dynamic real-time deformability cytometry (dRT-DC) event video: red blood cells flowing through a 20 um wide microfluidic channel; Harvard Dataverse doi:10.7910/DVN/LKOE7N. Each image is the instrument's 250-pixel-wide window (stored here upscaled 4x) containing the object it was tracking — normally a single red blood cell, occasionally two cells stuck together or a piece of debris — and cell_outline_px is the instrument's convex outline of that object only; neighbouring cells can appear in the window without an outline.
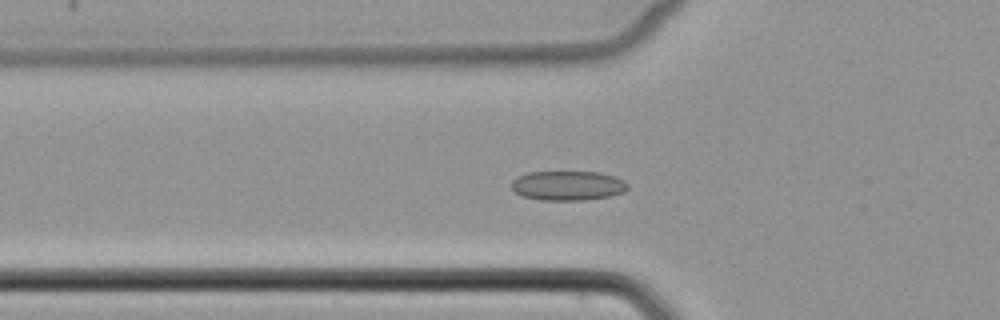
{"species": "common noctule bat (a hibernating species)", "species_latin": "Nyctalus noctula", "temperature_condition": "cold", "stored_images_in_passage": 53, "camera_frame_rate_fps": 3000, "um_per_image_px": 0.085, "animal": {"sex": "female", "body_mass_g": 22.7, "forearm_length_mm": 54.2}, "frame": {"image": 1, "passage_image": 19, "time_ms": 6.0, "image_size_px": [1000, 320], "cell_outline_px": [[628, 188], [624, 192], [612, 196], [584, 200], [540, 200], [524, 196], [516, 192], [512, 188], [512, 180], [528, 172], [600, 172], [616, 176], [624, 180], [628, 184]], "centroid_in_image_um": [48.32, 15.78], "position_along_channel_um": 77.5, "area_um2": 20.06}}
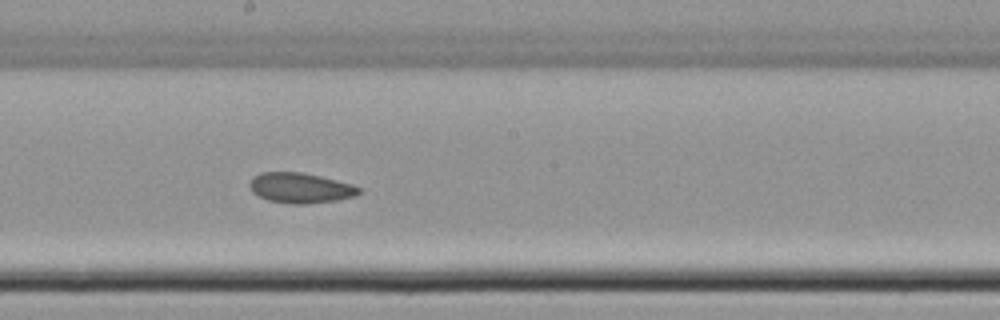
{"frame": {"image": 2, "passage_image": 30, "time_ms": 9.667, "image_size_px": [1000, 320], "cell_outline_px": [[360, 192], [356, 196], [336, 200], [304, 204], [288, 204], [268, 200], [252, 192], [248, 184], [252, 176], [260, 172], [300, 172], [320, 176], [352, 184], [360, 188]], "centroid_in_image_um": [25.5, 15.97], "position_along_channel_um": 222.7, "area_um2": 19.31}}
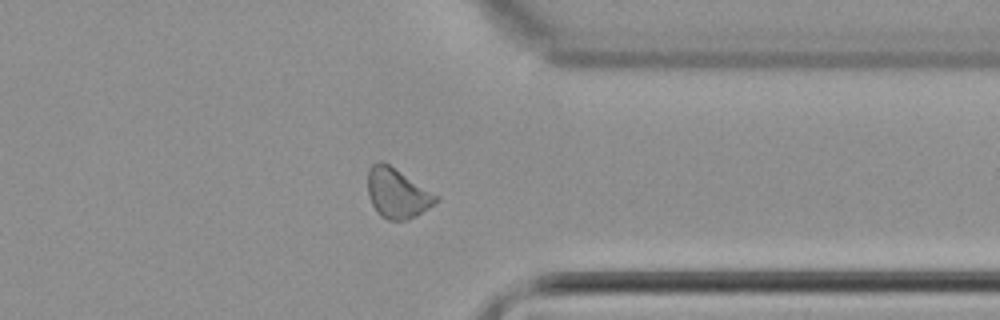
{"frame": {"image": 3, "passage_image": 42, "time_ms": 13.667, "image_size_px": [1000, 320], "cell_outline_px": [[440, 200], [416, 216], [408, 220], [388, 220], [380, 216], [376, 212], [368, 196], [368, 168], [372, 164], [380, 160], [388, 164], [440, 196]], "centroid_in_image_um": [33.76, 16.43], "position_along_channel_um": 377.6, "area_um2": 19.88}}